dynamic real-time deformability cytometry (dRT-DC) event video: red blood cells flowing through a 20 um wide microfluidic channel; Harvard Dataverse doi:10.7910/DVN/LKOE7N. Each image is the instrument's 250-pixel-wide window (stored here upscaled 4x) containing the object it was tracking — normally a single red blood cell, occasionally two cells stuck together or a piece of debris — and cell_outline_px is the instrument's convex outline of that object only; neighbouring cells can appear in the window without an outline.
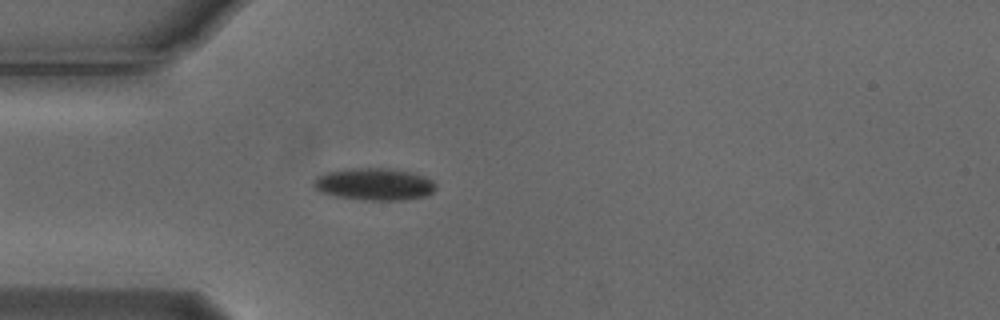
{"species": "Egyptian fruit bat (a non-hibernating species)", "species_latin": "Rousettus aegyptiacus", "temperature_condition": "cold", "stored_images_in_passage": 5, "camera_frame_rate_fps": 3000, "um_per_image_px": 0.085, "animal": {"sex": "male"}, "frame": {"image": 1, "passage_image": 5, "time_ms": 1.333, "image_size_px": [1000, 320], "cell_outline_px": [[436, 188], [432, 192], [424, 196], [400, 200], [364, 200], [336, 196], [320, 192], [312, 184], [320, 176], [328, 172], [352, 168], [388, 168], [412, 172], [424, 176], [432, 180], [436, 184]], "centroid_in_image_um": [31.85, 15.65], "position_along_channel_um": 53.2, "area_um2": 22.66}}